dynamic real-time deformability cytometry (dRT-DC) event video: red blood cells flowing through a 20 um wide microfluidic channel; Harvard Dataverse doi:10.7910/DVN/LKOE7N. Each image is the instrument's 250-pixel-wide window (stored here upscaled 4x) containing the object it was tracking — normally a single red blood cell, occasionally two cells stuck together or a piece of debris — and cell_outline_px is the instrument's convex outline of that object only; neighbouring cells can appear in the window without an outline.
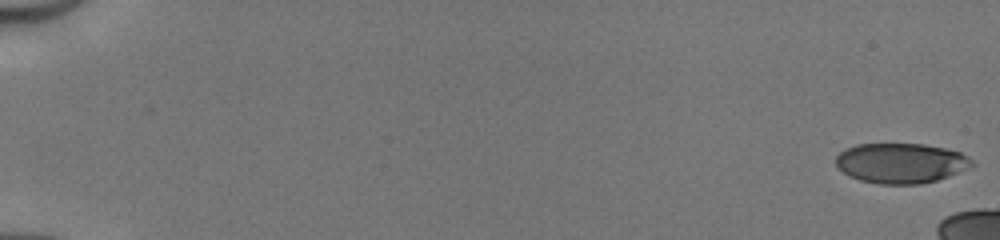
{"species": "human", "species_latin": "Homo sapiens", "temperature_condition": "cold", "stored_images_in_passage": 8, "camera_frame_rate_fps": 3000, "um_per_image_px": 0.085, "donor": {"sex": "male"}, "frame": {"image": 1, "passage_image": 1, "time_ms": 0.0, "image_size_px": [1000, 240], "cell_outline_px": [[976, 164], [968, 168], [948, 176], [936, 180], [920, 184], [880, 184], [860, 180], [836, 168], [836, 156], [844, 148], [856, 144], [924, 144], [944, 148], [960, 152], [968, 156]], "centroid_in_image_um": [76.57, 13.86], "position_along_channel_um": 8.4, "area_um2": 31.79}}